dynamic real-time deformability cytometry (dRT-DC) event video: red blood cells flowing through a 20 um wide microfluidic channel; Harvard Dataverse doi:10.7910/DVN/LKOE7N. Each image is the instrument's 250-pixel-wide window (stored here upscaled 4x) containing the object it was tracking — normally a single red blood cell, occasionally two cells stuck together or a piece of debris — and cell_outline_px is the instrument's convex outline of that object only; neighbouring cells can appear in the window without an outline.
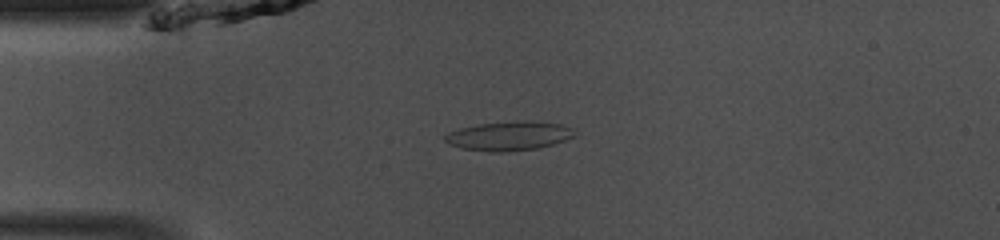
{"species": "common noctule bat (a hibernating species)", "species_latin": "Nyctalus noctula", "temperature_condition": "room temperature", "stored_images_in_passage": 47, "camera_frame_rate_fps": 3000, "um_per_image_px": 0.085, "animal": {"sex": "male", "body_mass_g": 13.0, "forearm_length_mm": 53.1}, "frame": {"image": 1, "passage_image": 11, "time_ms": 3.333, "image_size_px": [1000, 240], "cell_outline_px": [[576, 136], [552, 144], [536, 148], [504, 152], [492, 152], [460, 148], [448, 144], [444, 140], [444, 136], [448, 132], [460, 128], [476, 124], [528, 120], [560, 124], [572, 128]], "centroid_in_image_um": [43.22, 11.55], "position_along_channel_um": 41.8, "area_um2": 21.96}}
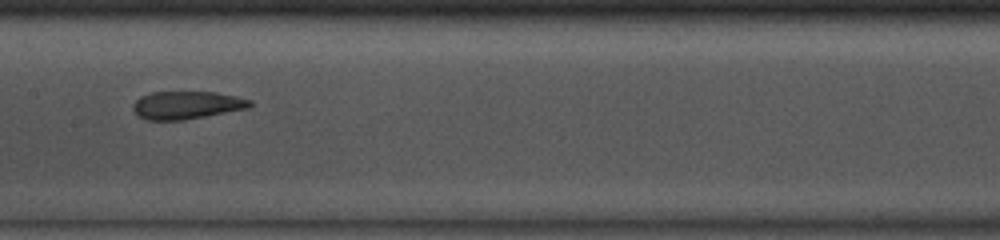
{"frame": {"image": 2, "passage_image": 23, "time_ms": 7.333, "image_size_px": [1000, 240], "cell_outline_px": [[252, 104], [248, 108], [184, 120], [148, 120], [140, 116], [132, 108], [132, 104], [140, 96], [152, 92], [216, 92], [236, 96], [252, 100]], "centroid_in_image_um": [15.87, 8.93], "position_along_channel_um": 191.5, "area_um2": 18.9}}
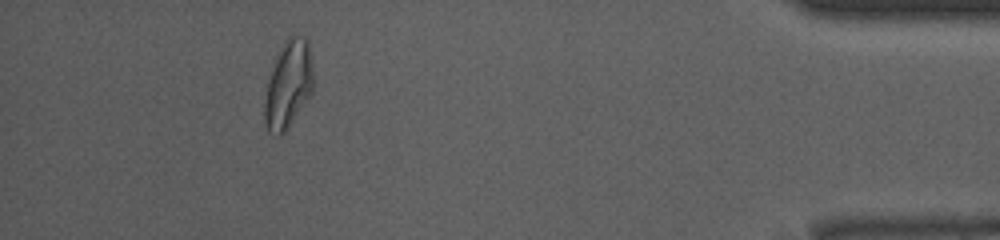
{"frame": {"image": 3, "passage_image": 43, "time_ms": 14.0, "image_size_px": [1000, 240], "cell_outline_px": [[312, 92], [288, 128], [280, 136], [276, 136], [268, 132], [264, 124], [264, 100], [272, 60], [284, 40], [292, 32], [308, 40], [312, 68]], "centroid_in_image_um": [24.46, 7.15], "position_along_channel_um": 410.7, "area_um2": 25.32}, "authors_computed_cell_mechanics": {"area_um2": 21.5016, "velocity_mm_per_s": 4.1338, "shape_relaxation_time_tau1_ms": null, "shape_relaxation_time_tau2_ms": 1.9774, "deformation_change_tau1": null, "deformation_change_tau2": 0.0773}}